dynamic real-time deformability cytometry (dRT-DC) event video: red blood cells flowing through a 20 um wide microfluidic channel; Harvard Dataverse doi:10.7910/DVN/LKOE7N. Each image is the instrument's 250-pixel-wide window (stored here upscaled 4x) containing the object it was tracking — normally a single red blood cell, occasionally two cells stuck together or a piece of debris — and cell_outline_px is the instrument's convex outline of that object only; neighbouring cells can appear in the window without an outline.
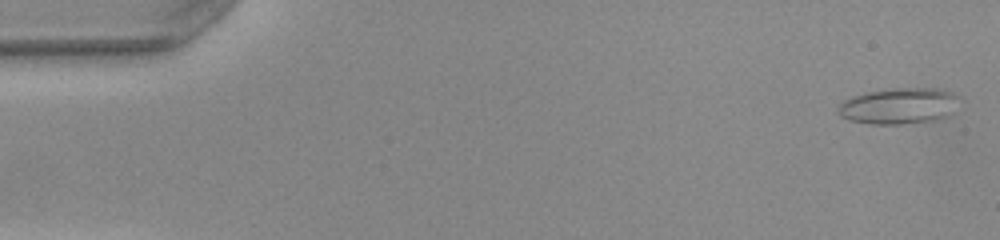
{"species": "common noctule bat (a hibernating species)", "species_latin": "Nyctalus noctula", "temperature_condition": "warm", "stored_images_in_passage": 51, "camera_frame_rate_fps": 3000, "um_per_image_px": 0.085, "animal": {"sex": "female", "body_mass_g": 22.0, "forearm_length_mm": 56.7}, "frame": {"image": 1, "passage_image": 2, "time_ms": 0.333, "image_size_px": [1000, 240], "cell_outline_px": [[964, 100], [948, 116], [936, 120], [900, 124], [872, 124], [848, 120], [840, 116], [836, 112], [836, 108], [844, 100], [852, 96], [864, 92], [892, 88], [940, 88], [952, 92]], "centroid_in_image_um": [76.44, 8.99], "position_along_channel_um": 8.6, "area_um2": 26.13}}
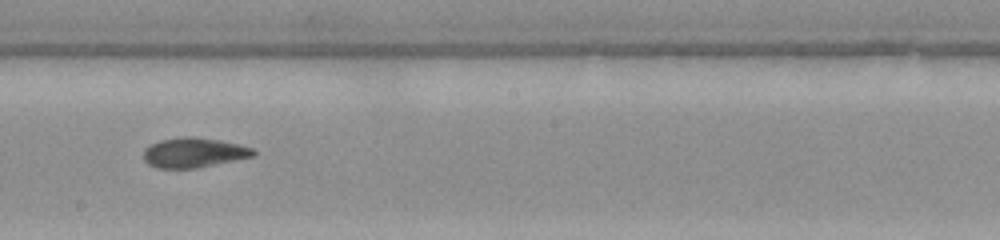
{"frame": {"image": 2, "passage_image": 29, "time_ms": 9.333, "image_size_px": [1000, 240], "cell_outline_px": [[256, 152], [252, 156], [236, 160], [196, 168], [156, 168], [148, 164], [144, 160], [144, 148], [160, 140], [184, 136], [192, 136], [220, 140], [252, 148]], "centroid_in_image_um": [16.44, 12.97], "position_along_channel_um": 231.8, "area_um2": 18.96}}
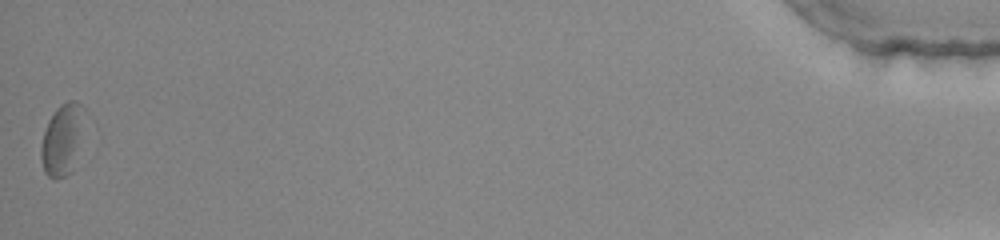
{"frame": {"image": 3, "passage_image": 51, "time_ms": 16.667, "image_size_px": [1000, 240], "cell_outline_px": [[84, 108], [72, 172], [64, 176], [48, 176], [44, 172], [40, 156], [40, 148], [44, 132], [48, 120], [56, 108], [60, 104], [68, 100], [76, 100]], "centroid_in_image_um": [5.23, 11.82], "position_along_channel_um": 430.0, "area_um2": 17.28}, "authors_computed_cell_mechanics": {"area_um2": 19.074, "velocity_mm_per_s": 4.0271, "shape_relaxation_time_tau1_ms": 7.7432, "shape_relaxation_time_tau2_ms": 3.9386, "deformation_change_tau1": 0.2052, "deformation_change_tau2": 0.1279}}